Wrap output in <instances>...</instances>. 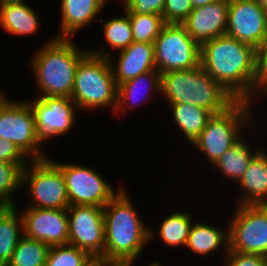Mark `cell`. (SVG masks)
Here are the masks:
<instances>
[{
  "label": "cell",
  "mask_w": 267,
  "mask_h": 266,
  "mask_svg": "<svg viewBox=\"0 0 267 266\" xmlns=\"http://www.w3.org/2000/svg\"><path fill=\"white\" fill-rule=\"evenodd\" d=\"M225 229L202 222L193 223L185 247L202 256L220 248L226 253L229 250L228 226Z\"/></svg>",
  "instance_id": "7402d4cb"
},
{
  "label": "cell",
  "mask_w": 267,
  "mask_h": 266,
  "mask_svg": "<svg viewBox=\"0 0 267 266\" xmlns=\"http://www.w3.org/2000/svg\"><path fill=\"white\" fill-rule=\"evenodd\" d=\"M0 138L13 142L30 160L48 158L41 151L43 143L36 131L33 109L26 101H11L0 96Z\"/></svg>",
  "instance_id": "ba28073f"
},
{
  "label": "cell",
  "mask_w": 267,
  "mask_h": 266,
  "mask_svg": "<svg viewBox=\"0 0 267 266\" xmlns=\"http://www.w3.org/2000/svg\"><path fill=\"white\" fill-rule=\"evenodd\" d=\"M127 15L130 19L132 36L135 42L154 44V41L166 24L163 16L159 14L143 15L127 12Z\"/></svg>",
  "instance_id": "f1b7e54d"
},
{
  "label": "cell",
  "mask_w": 267,
  "mask_h": 266,
  "mask_svg": "<svg viewBox=\"0 0 267 266\" xmlns=\"http://www.w3.org/2000/svg\"><path fill=\"white\" fill-rule=\"evenodd\" d=\"M23 234V218L16 206L0 207V266L10 262Z\"/></svg>",
  "instance_id": "603a6c76"
},
{
  "label": "cell",
  "mask_w": 267,
  "mask_h": 266,
  "mask_svg": "<svg viewBox=\"0 0 267 266\" xmlns=\"http://www.w3.org/2000/svg\"><path fill=\"white\" fill-rule=\"evenodd\" d=\"M24 1L0 4V24L4 31L14 35H32L39 30L37 13Z\"/></svg>",
  "instance_id": "ffe728a7"
},
{
  "label": "cell",
  "mask_w": 267,
  "mask_h": 266,
  "mask_svg": "<svg viewBox=\"0 0 267 266\" xmlns=\"http://www.w3.org/2000/svg\"><path fill=\"white\" fill-rule=\"evenodd\" d=\"M257 1L262 7L265 8L267 6V0H257Z\"/></svg>",
  "instance_id": "ab89813d"
},
{
  "label": "cell",
  "mask_w": 267,
  "mask_h": 266,
  "mask_svg": "<svg viewBox=\"0 0 267 266\" xmlns=\"http://www.w3.org/2000/svg\"><path fill=\"white\" fill-rule=\"evenodd\" d=\"M117 266H134L133 264H121V265H117Z\"/></svg>",
  "instance_id": "7bdbcfd3"
},
{
  "label": "cell",
  "mask_w": 267,
  "mask_h": 266,
  "mask_svg": "<svg viewBox=\"0 0 267 266\" xmlns=\"http://www.w3.org/2000/svg\"><path fill=\"white\" fill-rule=\"evenodd\" d=\"M154 52L155 66L161 74L200 66L201 45L183 24L166 23L154 41Z\"/></svg>",
  "instance_id": "9c48e42d"
},
{
  "label": "cell",
  "mask_w": 267,
  "mask_h": 266,
  "mask_svg": "<svg viewBox=\"0 0 267 266\" xmlns=\"http://www.w3.org/2000/svg\"><path fill=\"white\" fill-rule=\"evenodd\" d=\"M27 163L29 166L24 167L21 175V187L28 185L26 192L32 201L27 208L68 209L70 203L63 174L50 157Z\"/></svg>",
  "instance_id": "52a82bcc"
},
{
  "label": "cell",
  "mask_w": 267,
  "mask_h": 266,
  "mask_svg": "<svg viewBox=\"0 0 267 266\" xmlns=\"http://www.w3.org/2000/svg\"><path fill=\"white\" fill-rule=\"evenodd\" d=\"M49 248L42 241L23 234L7 266H45Z\"/></svg>",
  "instance_id": "83f0119b"
},
{
  "label": "cell",
  "mask_w": 267,
  "mask_h": 266,
  "mask_svg": "<svg viewBox=\"0 0 267 266\" xmlns=\"http://www.w3.org/2000/svg\"><path fill=\"white\" fill-rule=\"evenodd\" d=\"M88 52L68 38L53 37L39 48L30 62L41 93L38 97L71 98L76 68Z\"/></svg>",
  "instance_id": "3957f363"
},
{
  "label": "cell",
  "mask_w": 267,
  "mask_h": 266,
  "mask_svg": "<svg viewBox=\"0 0 267 266\" xmlns=\"http://www.w3.org/2000/svg\"><path fill=\"white\" fill-rule=\"evenodd\" d=\"M251 104L249 101H236L225 112L213 115L192 143L212 166L243 136V127H250L253 121Z\"/></svg>",
  "instance_id": "8992f818"
},
{
  "label": "cell",
  "mask_w": 267,
  "mask_h": 266,
  "mask_svg": "<svg viewBox=\"0 0 267 266\" xmlns=\"http://www.w3.org/2000/svg\"><path fill=\"white\" fill-rule=\"evenodd\" d=\"M118 86L108 58L88 52L79 62L71 99L78 110L117 107Z\"/></svg>",
  "instance_id": "5b68a950"
},
{
  "label": "cell",
  "mask_w": 267,
  "mask_h": 266,
  "mask_svg": "<svg viewBox=\"0 0 267 266\" xmlns=\"http://www.w3.org/2000/svg\"><path fill=\"white\" fill-rule=\"evenodd\" d=\"M124 15L115 17L110 19L109 21L105 22L106 20L99 19L100 23H103L104 27V36L106 38V42L108 45L112 47V51H107L104 48H98L95 49H89V52L97 55L102 56L105 58H109L113 53V49L115 50H123L127 48L133 40L132 36V28L129 16L127 15V12L124 11Z\"/></svg>",
  "instance_id": "484cf974"
},
{
  "label": "cell",
  "mask_w": 267,
  "mask_h": 266,
  "mask_svg": "<svg viewBox=\"0 0 267 266\" xmlns=\"http://www.w3.org/2000/svg\"><path fill=\"white\" fill-rule=\"evenodd\" d=\"M26 165L0 162V207L15 206L12 195L21 188L22 170Z\"/></svg>",
  "instance_id": "4dcf8cb0"
},
{
  "label": "cell",
  "mask_w": 267,
  "mask_h": 266,
  "mask_svg": "<svg viewBox=\"0 0 267 266\" xmlns=\"http://www.w3.org/2000/svg\"><path fill=\"white\" fill-rule=\"evenodd\" d=\"M28 159L13 142L0 138V162L27 164Z\"/></svg>",
  "instance_id": "e575fe53"
},
{
  "label": "cell",
  "mask_w": 267,
  "mask_h": 266,
  "mask_svg": "<svg viewBox=\"0 0 267 266\" xmlns=\"http://www.w3.org/2000/svg\"><path fill=\"white\" fill-rule=\"evenodd\" d=\"M34 99L28 102L35 115L37 134L43 143L72 129L77 106L70 97L44 96Z\"/></svg>",
  "instance_id": "5bb4252c"
},
{
  "label": "cell",
  "mask_w": 267,
  "mask_h": 266,
  "mask_svg": "<svg viewBox=\"0 0 267 266\" xmlns=\"http://www.w3.org/2000/svg\"><path fill=\"white\" fill-rule=\"evenodd\" d=\"M151 263L152 264H150L148 266H162V264L160 263V261H157V260L156 261L154 260V262L152 261Z\"/></svg>",
  "instance_id": "b9f144b4"
},
{
  "label": "cell",
  "mask_w": 267,
  "mask_h": 266,
  "mask_svg": "<svg viewBox=\"0 0 267 266\" xmlns=\"http://www.w3.org/2000/svg\"><path fill=\"white\" fill-rule=\"evenodd\" d=\"M257 148L254 152L247 142L241 137L234 143L213 165L220 170L227 179L235 180L238 183L246 173L252 158L261 150Z\"/></svg>",
  "instance_id": "cb8c5ba5"
},
{
  "label": "cell",
  "mask_w": 267,
  "mask_h": 266,
  "mask_svg": "<svg viewBox=\"0 0 267 266\" xmlns=\"http://www.w3.org/2000/svg\"><path fill=\"white\" fill-rule=\"evenodd\" d=\"M229 0L198 6L182 23L188 34L200 45L226 34Z\"/></svg>",
  "instance_id": "2e32d148"
},
{
  "label": "cell",
  "mask_w": 267,
  "mask_h": 266,
  "mask_svg": "<svg viewBox=\"0 0 267 266\" xmlns=\"http://www.w3.org/2000/svg\"><path fill=\"white\" fill-rule=\"evenodd\" d=\"M90 266H111V265L105 264L99 260H95Z\"/></svg>",
  "instance_id": "74e56055"
},
{
  "label": "cell",
  "mask_w": 267,
  "mask_h": 266,
  "mask_svg": "<svg viewBox=\"0 0 267 266\" xmlns=\"http://www.w3.org/2000/svg\"><path fill=\"white\" fill-rule=\"evenodd\" d=\"M242 194L238 205L267 204V151L261 149L251 160L238 182ZM244 191V192H243Z\"/></svg>",
  "instance_id": "d6986e66"
},
{
  "label": "cell",
  "mask_w": 267,
  "mask_h": 266,
  "mask_svg": "<svg viewBox=\"0 0 267 266\" xmlns=\"http://www.w3.org/2000/svg\"><path fill=\"white\" fill-rule=\"evenodd\" d=\"M20 1H24V0H0V4L7 3V2H20Z\"/></svg>",
  "instance_id": "60d3db41"
},
{
  "label": "cell",
  "mask_w": 267,
  "mask_h": 266,
  "mask_svg": "<svg viewBox=\"0 0 267 266\" xmlns=\"http://www.w3.org/2000/svg\"><path fill=\"white\" fill-rule=\"evenodd\" d=\"M259 91L267 87V36L256 49Z\"/></svg>",
  "instance_id": "d590c367"
},
{
  "label": "cell",
  "mask_w": 267,
  "mask_h": 266,
  "mask_svg": "<svg viewBox=\"0 0 267 266\" xmlns=\"http://www.w3.org/2000/svg\"><path fill=\"white\" fill-rule=\"evenodd\" d=\"M172 109L173 119L182 134L193 143L201 134L208 120L213 114L192 104H169Z\"/></svg>",
  "instance_id": "d4e9b609"
},
{
  "label": "cell",
  "mask_w": 267,
  "mask_h": 266,
  "mask_svg": "<svg viewBox=\"0 0 267 266\" xmlns=\"http://www.w3.org/2000/svg\"><path fill=\"white\" fill-rule=\"evenodd\" d=\"M224 254V266H267V257L263 255L232 250H228Z\"/></svg>",
  "instance_id": "d6a6232c"
},
{
  "label": "cell",
  "mask_w": 267,
  "mask_h": 266,
  "mask_svg": "<svg viewBox=\"0 0 267 266\" xmlns=\"http://www.w3.org/2000/svg\"><path fill=\"white\" fill-rule=\"evenodd\" d=\"M262 95H263V96H262ZM264 95L267 96V87H265V88H263V89H261V90L259 91L257 98L260 97V96L264 97Z\"/></svg>",
  "instance_id": "f35d334b"
},
{
  "label": "cell",
  "mask_w": 267,
  "mask_h": 266,
  "mask_svg": "<svg viewBox=\"0 0 267 266\" xmlns=\"http://www.w3.org/2000/svg\"><path fill=\"white\" fill-rule=\"evenodd\" d=\"M142 86L143 88L147 87L144 92L145 94L143 93L144 95L141 93L142 90H140ZM160 90H161V73L160 72H158L157 70H153V71L140 74L136 78L130 79L118 85L117 107L115 111L116 113L117 112L120 113L121 111L122 113H124L126 108L129 110L131 108L133 109L139 103L141 104L143 100L145 101L147 100V98L149 99V97L151 99L152 98L151 95L157 91L159 93ZM150 91H152L153 93H150ZM138 94L142 95L140 96L142 97L141 99L138 97L139 96Z\"/></svg>",
  "instance_id": "44dd1931"
},
{
  "label": "cell",
  "mask_w": 267,
  "mask_h": 266,
  "mask_svg": "<svg viewBox=\"0 0 267 266\" xmlns=\"http://www.w3.org/2000/svg\"><path fill=\"white\" fill-rule=\"evenodd\" d=\"M120 189L103 207L104 263L111 266L135 265L134 262L145 250L144 247L156 236L136 213L127 191Z\"/></svg>",
  "instance_id": "7a4b0ae2"
},
{
  "label": "cell",
  "mask_w": 267,
  "mask_h": 266,
  "mask_svg": "<svg viewBox=\"0 0 267 266\" xmlns=\"http://www.w3.org/2000/svg\"><path fill=\"white\" fill-rule=\"evenodd\" d=\"M94 261L87 252L64 244L49 248L45 266H90Z\"/></svg>",
  "instance_id": "f546056e"
},
{
  "label": "cell",
  "mask_w": 267,
  "mask_h": 266,
  "mask_svg": "<svg viewBox=\"0 0 267 266\" xmlns=\"http://www.w3.org/2000/svg\"><path fill=\"white\" fill-rule=\"evenodd\" d=\"M228 223L229 250L267 257V204L237 205Z\"/></svg>",
  "instance_id": "30bf717a"
},
{
  "label": "cell",
  "mask_w": 267,
  "mask_h": 266,
  "mask_svg": "<svg viewBox=\"0 0 267 266\" xmlns=\"http://www.w3.org/2000/svg\"><path fill=\"white\" fill-rule=\"evenodd\" d=\"M226 35L257 49L267 36V15L257 0H229Z\"/></svg>",
  "instance_id": "4fadbf2b"
},
{
  "label": "cell",
  "mask_w": 267,
  "mask_h": 266,
  "mask_svg": "<svg viewBox=\"0 0 267 266\" xmlns=\"http://www.w3.org/2000/svg\"><path fill=\"white\" fill-rule=\"evenodd\" d=\"M62 172L70 206L104 207L119 192L94 169L80 164L54 162Z\"/></svg>",
  "instance_id": "8fae6325"
},
{
  "label": "cell",
  "mask_w": 267,
  "mask_h": 266,
  "mask_svg": "<svg viewBox=\"0 0 267 266\" xmlns=\"http://www.w3.org/2000/svg\"><path fill=\"white\" fill-rule=\"evenodd\" d=\"M68 244L104 263L105 229L103 208L73 205L68 209Z\"/></svg>",
  "instance_id": "7c38bea8"
},
{
  "label": "cell",
  "mask_w": 267,
  "mask_h": 266,
  "mask_svg": "<svg viewBox=\"0 0 267 266\" xmlns=\"http://www.w3.org/2000/svg\"><path fill=\"white\" fill-rule=\"evenodd\" d=\"M200 65L237 101L254 102L259 80L253 46L226 34L219 36L201 44Z\"/></svg>",
  "instance_id": "6da1fadb"
},
{
  "label": "cell",
  "mask_w": 267,
  "mask_h": 266,
  "mask_svg": "<svg viewBox=\"0 0 267 266\" xmlns=\"http://www.w3.org/2000/svg\"><path fill=\"white\" fill-rule=\"evenodd\" d=\"M21 215L26 237L49 247L68 244L67 209L27 208Z\"/></svg>",
  "instance_id": "9a60e30c"
},
{
  "label": "cell",
  "mask_w": 267,
  "mask_h": 266,
  "mask_svg": "<svg viewBox=\"0 0 267 266\" xmlns=\"http://www.w3.org/2000/svg\"><path fill=\"white\" fill-rule=\"evenodd\" d=\"M192 221V215L188 212H172L162 220L157 234L165 245L185 247Z\"/></svg>",
  "instance_id": "4316f807"
},
{
  "label": "cell",
  "mask_w": 267,
  "mask_h": 266,
  "mask_svg": "<svg viewBox=\"0 0 267 266\" xmlns=\"http://www.w3.org/2000/svg\"><path fill=\"white\" fill-rule=\"evenodd\" d=\"M118 56L117 65H115L113 55L108 58L117 86L140 74L157 70L154 44L152 43L134 41L127 48L121 50Z\"/></svg>",
  "instance_id": "e0dca14e"
},
{
  "label": "cell",
  "mask_w": 267,
  "mask_h": 266,
  "mask_svg": "<svg viewBox=\"0 0 267 266\" xmlns=\"http://www.w3.org/2000/svg\"><path fill=\"white\" fill-rule=\"evenodd\" d=\"M160 94L169 104L188 103L213 115L225 112L237 101L201 65L162 73Z\"/></svg>",
  "instance_id": "277c9868"
},
{
  "label": "cell",
  "mask_w": 267,
  "mask_h": 266,
  "mask_svg": "<svg viewBox=\"0 0 267 266\" xmlns=\"http://www.w3.org/2000/svg\"><path fill=\"white\" fill-rule=\"evenodd\" d=\"M191 0H165L163 18L166 23L182 24L192 11Z\"/></svg>",
  "instance_id": "1f68e13d"
},
{
  "label": "cell",
  "mask_w": 267,
  "mask_h": 266,
  "mask_svg": "<svg viewBox=\"0 0 267 266\" xmlns=\"http://www.w3.org/2000/svg\"><path fill=\"white\" fill-rule=\"evenodd\" d=\"M219 0H191V4L193 8L198 7V6H205L214 2H217Z\"/></svg>",
  "instance_id": "8d00e7d4"
},
{
  "label": "cell",
  "mask_w": 267,
  "mask_h": 266,
  "mask_svg": "<svg viewBox=\"0 0 267 266\" xmlns=\"http://www.w3.org/2000/svg\"><path fill=\"white\" fill-rule=\"evenodd\" d=\"M106 0H62L60 34L55 38L72 39L83 27H87L106 5Z\"/></svg>",
  "instance_id": "ac0fdd59"
},
{
  "label": "cell",
  "mask_w": 267,
  "mask_h": 266,
  "mask_svg": "<svg viewBox=\"0 0 267 266\" xmlns=\"http://www.w3.org/2000/svg\"><path fill=\"white\" fill-rule=\"evenodd\" d=\"M123 3L126 12L163 16L165 0H123Z\"/></svg>",
  "instance_id": "836d02e7"
}]
</instances>
